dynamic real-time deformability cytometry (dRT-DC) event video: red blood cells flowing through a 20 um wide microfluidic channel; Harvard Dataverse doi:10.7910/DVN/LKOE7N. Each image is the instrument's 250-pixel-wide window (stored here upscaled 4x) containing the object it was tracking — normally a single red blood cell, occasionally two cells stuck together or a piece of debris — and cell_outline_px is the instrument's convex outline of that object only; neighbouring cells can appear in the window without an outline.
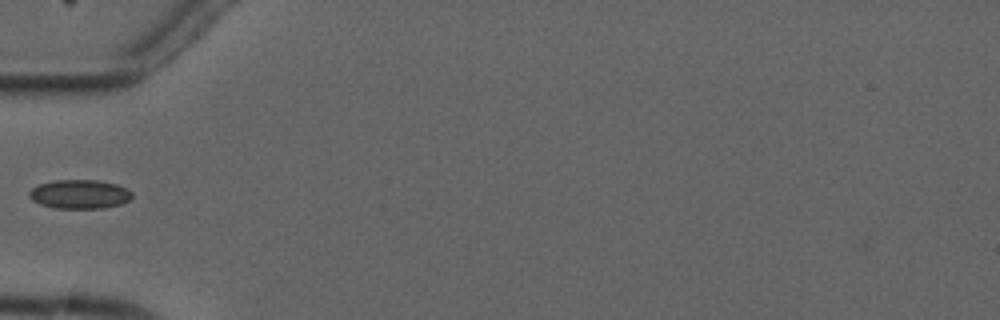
{"species": "common noctule bat (a hibernating species)", "species_latin": "Nyctalus noctula", "temperature_condition": "cold", "stored_images_in_passage": 4, "camera_frame_rate_fps": 3000, "um_per_image_px": 0.085, "animal": {"sex": "male", "forearm_length_mm": 52.5}, "frame": {"image": 1, "passage_image": 3, "time_ms": 2.333, "image_size_px": [1000, 320], "cell_outline_px": [[132, 196], [128, 200], [120, 204], [104, 208], [56, 208], [40, 204], [32, 200], [28, 196], [28, 192], [32, 188], [40, 184], [52, 180], [100, 180], [116, 184], [132, 192]], "centroid_in_image_um": [6.74, 16.5], "position_along_channel_um": 78.3, "area_um2": 17.34}}
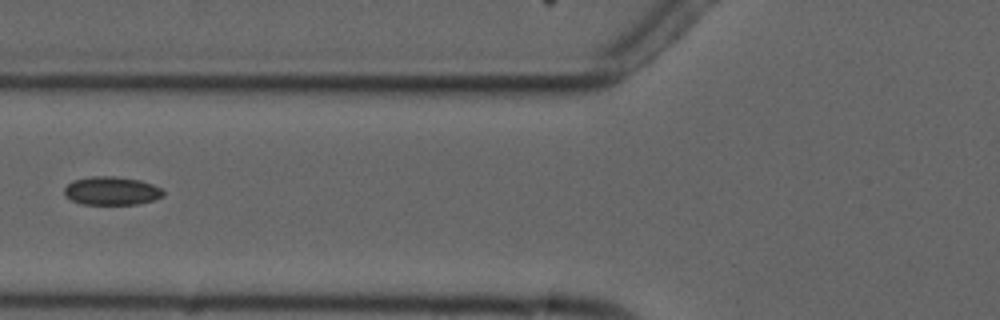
{"frame": {"image": 2, "passage_image": 4, "time_ms": 3.333, "image_size_px": [1000, 320], "cell_outline_px": [[164, 196], [156, 200], [136, 204], [84, 204], [72, 200], [64, 196], [64, 188], [72, 180], [92, 176], [116, 176], [140, 180], [152, 184], [160, 188], [164, 192]], "centroid_in_image_um": [9.49, 16.22], "position_along_channel_um": 116.3, "area_um2": 16.47}}